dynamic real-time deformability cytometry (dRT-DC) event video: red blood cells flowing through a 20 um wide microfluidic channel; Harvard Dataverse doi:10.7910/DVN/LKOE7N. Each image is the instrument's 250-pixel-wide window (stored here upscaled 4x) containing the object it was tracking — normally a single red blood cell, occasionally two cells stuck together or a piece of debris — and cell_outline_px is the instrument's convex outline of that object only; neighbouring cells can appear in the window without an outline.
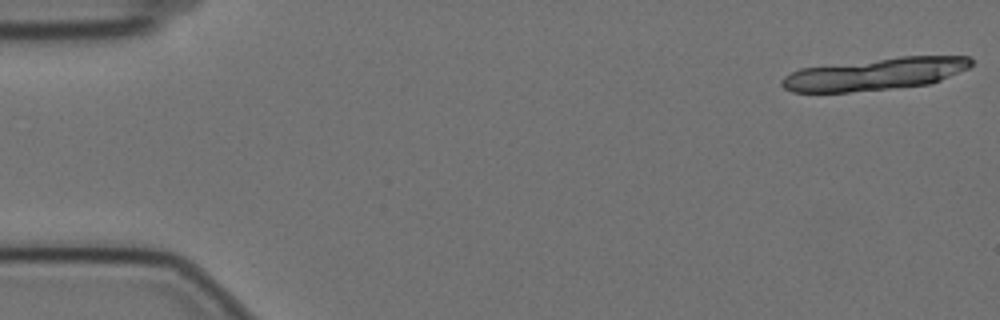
{"species": "Egyptian fruit bat (a non-hibernating species)", "species_latin": "Rousettus aegyptiacus", "temperature_condition": "cold", "stored_images_in_passage": 22, "camera_frame_rate_fps": 3000, "um_per_image_px": 0.085, "animal": {"sex": "female"}, "frame": {"image": 1, "passage_image": 1, "time_ms": 0.0, "image_size_px": [1000, 320], "cell_outline_px": [[972, 64], [968, 68], [940, 80], [928, 84], [848, 92], [792, 92], [784, 88], [780, 84], [780, 80], [784, 76], [800, 68], [900, 56], [968, 56], [972, 60]], "centroid_in_image_um": [74.35, 6.28], "position_along_channel_um": 10.7, "area_um2": 35.2}}